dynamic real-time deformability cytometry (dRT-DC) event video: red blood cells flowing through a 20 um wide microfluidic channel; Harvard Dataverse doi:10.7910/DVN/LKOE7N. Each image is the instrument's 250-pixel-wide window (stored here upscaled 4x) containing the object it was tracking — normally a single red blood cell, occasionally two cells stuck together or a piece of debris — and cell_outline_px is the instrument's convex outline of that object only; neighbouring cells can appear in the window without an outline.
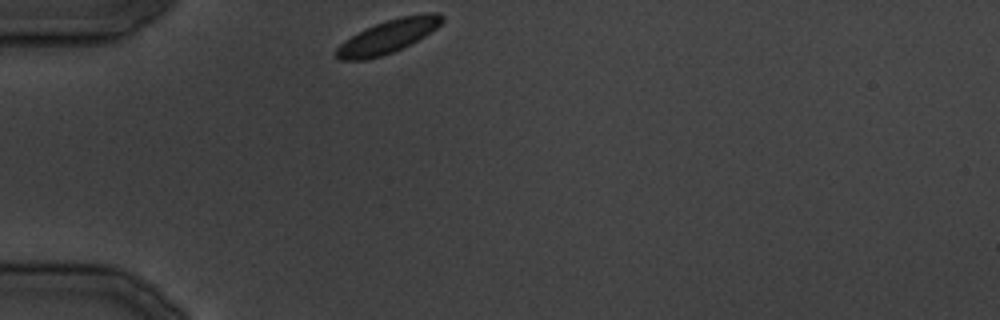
{"species": "common noctule bat (a hibernating species)", "species_latin": "Nyctalus noctula", "temperature_condition": "cold", "stored_images_in_passage": 7, "camera_frame_rate_fps": 3000, "um_per_image_px": 0.085, "animal": {"sex": "male", "body_mass_g": 19.5, "forearm_length_mm": 54.6}, "frame": {"image": 1, "passage_image": 1, "time_ms": 0.0, "image_size_px": [1000, 320], "cell_outline_px": [[444, 20], [436, 28], [424, 36], [392, 52], [380, 56], [364, 60], [340, 60], [336, 56], [336, 48], [344, 40], [376, 24], [400, 16], [428, 12], [440, 12], [444, 16]], "centroid_in_image_um": [33.01, 3.08], "position_along_channel_um": 52.0, "area_um2": 20.11}}
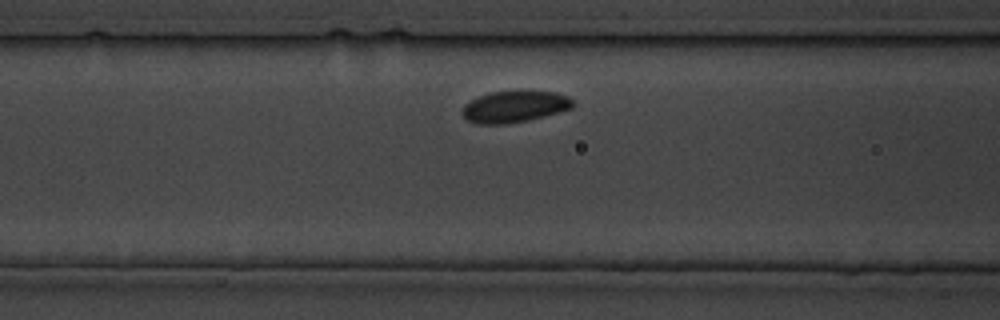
{"frame": {"image": 2, "passage_image": 6, "time_ms": 6.0, "image_size_px": [1000, 320], "cell_outline_px": [[572, 108], [560, 112], [528, 120], [504, 124], [476, 124], [468, 120], [464, 116], [464, 104], [480, 96], [492, 92], [556, 92], [568, 96], [572, 100]], "centroid_in_image_um": [43.75, 9.08], "position_along_channel_um": 122.8, "area_um2": 19.83}}